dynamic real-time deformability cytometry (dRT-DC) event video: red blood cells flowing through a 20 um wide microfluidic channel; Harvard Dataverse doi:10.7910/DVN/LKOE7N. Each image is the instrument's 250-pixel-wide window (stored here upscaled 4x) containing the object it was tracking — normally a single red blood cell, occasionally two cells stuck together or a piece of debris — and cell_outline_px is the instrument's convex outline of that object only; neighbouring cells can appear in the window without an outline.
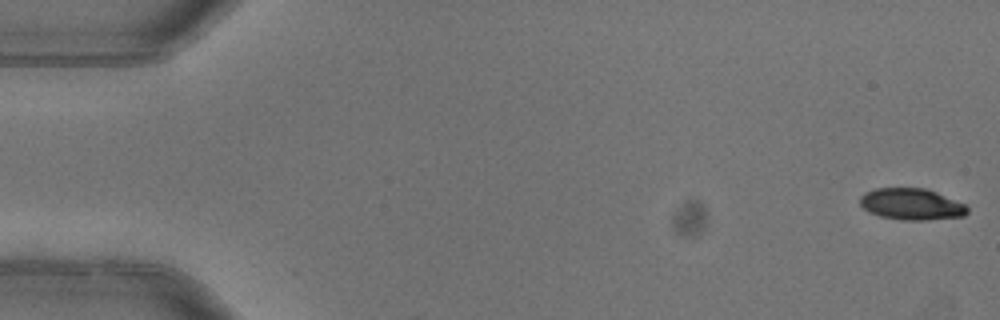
{"species": "common noctule bat (a hibernating species)", "species_latin": "Nyctalus noctula", "temperature_condition": "warm", "stored_images_in_passage": 2, "camera_frame_rate_fps": 3000, "um_per_image_px": 0.085, "animal": {"sex": "female"}, "frame": {"image": 1, "passage_image": 1, "time_ms": 0.0, "image_size_px": [1000, 320], "cell_outline_px": [[968, 212], [964, 216], [924, 220], [904, 220], [880, 216], [864, 208], [860, 204], [860, 196], [864, 192], [876, 188], [924, 188], [936, 192], [964, 204], [968, 208]], "centroid_in_image_um": [77.46, 17.35], "position_along_channel_um": 7.5, "area_um2": 19.48}}